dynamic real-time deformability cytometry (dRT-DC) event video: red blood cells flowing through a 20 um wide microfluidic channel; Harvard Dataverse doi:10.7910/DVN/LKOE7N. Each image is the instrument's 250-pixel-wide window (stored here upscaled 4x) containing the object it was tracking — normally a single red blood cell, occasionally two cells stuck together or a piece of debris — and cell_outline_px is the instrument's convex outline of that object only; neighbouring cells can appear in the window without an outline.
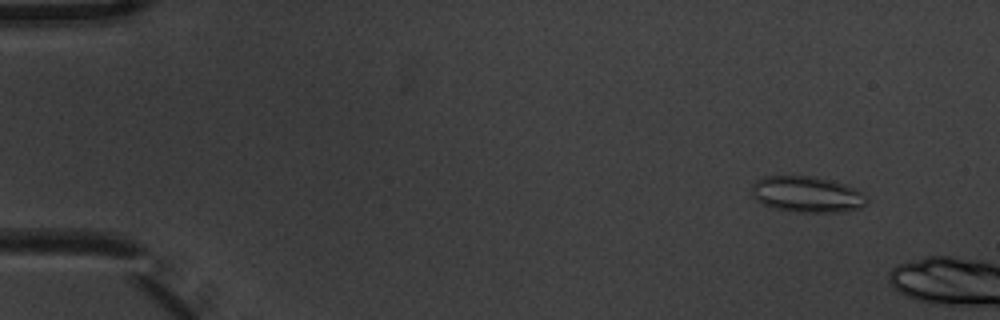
{"species": "common noctule bat (a hibernating species)", "species_latin": "Nyctalus noctula", "temperature_condition": "warm", "stored_images_in_passage": 4, "camera_frame_rate_fps": 3000, "um_per_image_px": 0.085, "animal": {"sex": "male", "body_mass_g": 20.1, "forearm_length_mm": 53.5}, "frame": {"image": 1, "passage_image": 2, "time_ms": 0.333, "image_size_px": [1000, 320], "cell_outline_px": [[868, 200], [860, 208], [840, 212], [792, 212], [776, 208], [764, 204], [756, 200], [752, 196], [752, 184], [756, 180], [764, 176], [816, 176], [832, 180], [856, 188], [868, 196]], "centroid_in_image_um": [68.61, 16.51], "position_along_channel_um": 16.4, "area_um2": 24.39}}